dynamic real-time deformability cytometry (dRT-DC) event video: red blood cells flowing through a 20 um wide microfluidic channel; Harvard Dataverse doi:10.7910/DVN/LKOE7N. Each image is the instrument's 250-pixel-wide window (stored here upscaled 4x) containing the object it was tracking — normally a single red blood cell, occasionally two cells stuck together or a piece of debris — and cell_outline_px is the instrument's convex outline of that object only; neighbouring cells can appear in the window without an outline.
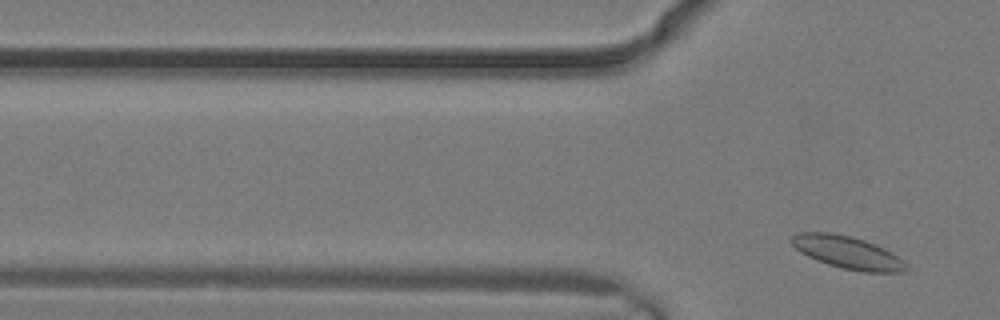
{"species": "common noctule bat (a hibernating species)", "species_latin": "Nyctalus noctula", "temperature_condition": "warm", "stored_images_in_passage": 3, "camera_frame_rate_fps": 3000, "um_per_image_px": 0.085, "animal": {"sex": "male", "body_mass_g": 19.2, "forearm_length_mm": 51.8}, "frame": {"image": 1, "passage_image": 3, "time_ms": 0.667, "image_size_px": [1000, 320], "cell_outline_px": [[908, 268], [904, 272], [864, 272], [844, 268], [828, 264], [816, 260], [800, 252], [788, 240], [792, 236], [800, 232], [832, 232], [852, 236], [876, 244], [884, 248], [896, 256]], "centroid_in_image_um": [71.99, 21.44], "position_along_channel_um": 53.8, "area_um2": 21.56}}